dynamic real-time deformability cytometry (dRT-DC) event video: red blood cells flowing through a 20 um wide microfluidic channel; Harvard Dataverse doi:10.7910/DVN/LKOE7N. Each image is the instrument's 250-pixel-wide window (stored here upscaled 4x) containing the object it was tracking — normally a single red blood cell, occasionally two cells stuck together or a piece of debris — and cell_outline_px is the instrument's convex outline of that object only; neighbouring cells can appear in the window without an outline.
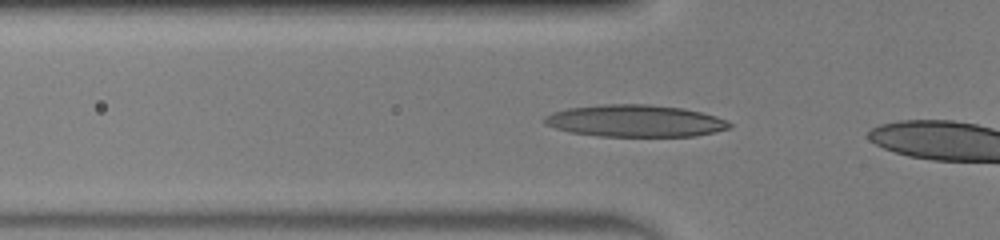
{"species": "human", "species_latin": "Homo sapiens", "temperature_condition": "warm", "stored_images_in_passage": 26, "camera_frame_rate_fps": 3000, "um_per_image_px": 0.085, "donor": {"sex": "male"}, "frame": {"image": 1, "passage_image": 9, "time_ms": 2.667, "image_size_px": [1000, 240], "cell_outline_px": [[732, 128], [716, 132], [696, 136], [600, 136], [568, 132], [544, 124], [544, 116], [552, 112], [568, 108], [604, 104], [648, 104], [684, 108], [716, 116], [732, 124]], "centroid_in_image_um": [53.99, 10.27], "position_along_channel_um": 71.8, "area_um2": 34.62}}
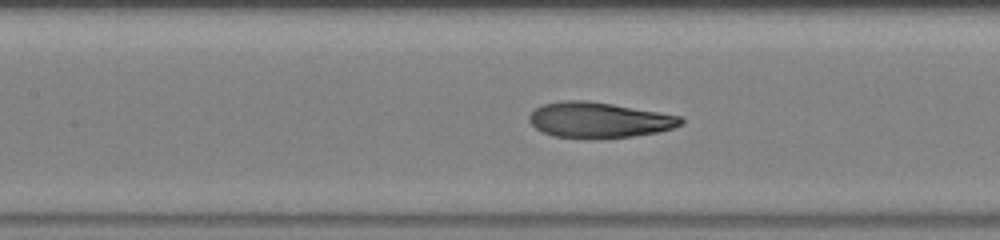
{"frame": {"image": 2, "passage_image": 15, "time_ms": 4.667, "image_size_px": [1000, 240], "cell_outline_px": [[684, 124], [672, 128], [656, 132], [632, 136], [552, 136], [536, 128], [528, 120], [528, 116], [536, 108], [544, 104], [564, 100], [588, 100], [612, 104], [680, 116], [684, 120]], "centroid_in_image_um": [50.91, 10.16], "position_along_channel_um": 156.5, "area_um2": 30.4}}
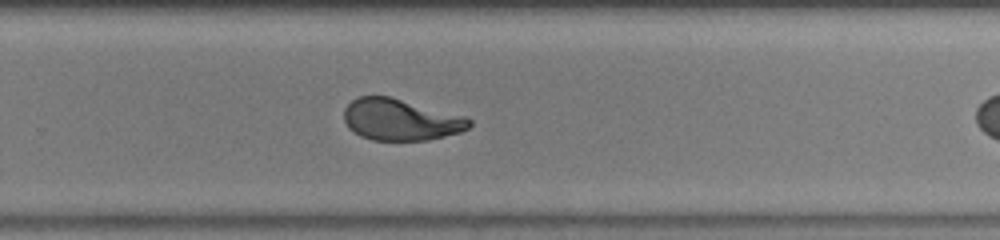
{"frame": {"image": 3, "passage_image": 25, "time_ms": 8.0, "image_size_px": [1000, 240], "cell_outline_px": [[472, 124], [468, 128], [460, 132], [428, 140], [372, 140], [360, 136], [348, 128], [344, 120], [344, 108], [352, 100], [360, 96], [392, 96], [464, 116], [472, 120]], "centroid_in_image_um": [34.04, 10.17], "position_along_channel_um": 295.8, "area_um2": 30.4}}